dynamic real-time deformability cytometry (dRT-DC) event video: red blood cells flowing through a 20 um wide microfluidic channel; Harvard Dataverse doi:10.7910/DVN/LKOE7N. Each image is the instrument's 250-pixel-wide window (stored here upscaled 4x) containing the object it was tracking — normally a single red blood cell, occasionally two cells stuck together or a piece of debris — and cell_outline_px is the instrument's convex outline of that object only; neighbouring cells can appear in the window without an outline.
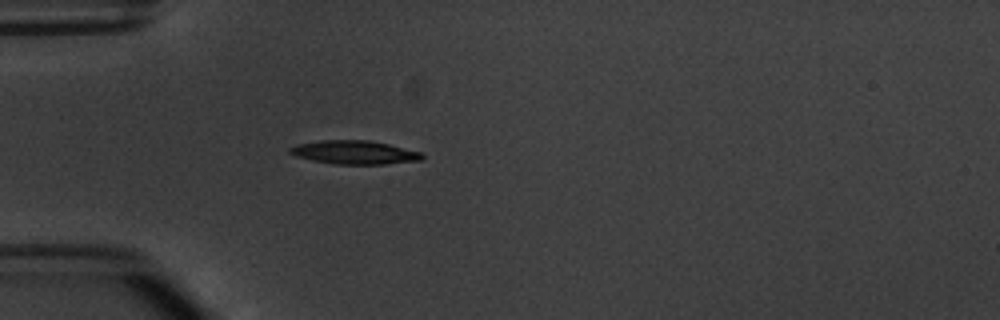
{"species": "common noctule bat (a hibernating species)", "species_latin": "Nyctalus noctula", "temperature_condition": "warm", "stored_images_in_passage": 4, "camera_frame_rate_fps": 3000, "um_per_image_px": 0.085, "animal": {"sex": "male", "body_mass_g": 20.1, "forearm_length_mm": 53.5}, "frame": {"image": 1, "passage_image": 4, "time_ms": 3.667, "image_size_px": [1000, 320], "cell_outline_px": [[424, 160], [384, 164], [336, 164], [312, 160], [296, 156], [288, 152], [288, 148], [296, 144], [320, 140], [368, 140], [388, 144], [420, 152], [424, 156]], "centroid_in_image_um": [30.11, 12.95], "position_along_channel_um": 54.9, "area_um2": 18.15}}